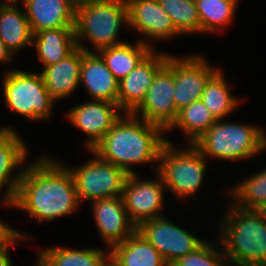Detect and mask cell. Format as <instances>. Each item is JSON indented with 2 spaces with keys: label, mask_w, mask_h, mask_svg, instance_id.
<instances>
[{
  "label": "cell",
  "mask_w": 266,
  "mask_h": 266,
  "mask_svg": "<svg viewBox=\"0 0 266 266\" xmlns=\"http://www.w3.org/2000/svg\"><path fill=\"white\" fill-rule=\"evenodd\" d=\"M27 166L19 181L14 208L39 223L77 212L80 202L68 166L45 155Z\"/></svg>",
  "instance_id": "cell-1"
},
{
  "label": "cell",
  "mask_w": 266,
  "mask_h": 266,
  "mask_svg": "<svg viewBox=\"0 0 266 266\" xmlns=\"http://www.w3.org/2000/svg\"><path fill=\"white\" fill-rule=\"evenodd\" d=\"M164 134L161 127L132 113H123L91 151L128 175L137 174L132 165L139 164L156 163L157 171L160 151L166 142Z\"/></svg>",
  "instance_id": "cell-2"
},
{
  "label": "cell",
  "mask_w": 266,
  "mask_h": 266,
  "mask_svg": "<svg viewBox=\"0 0 266 266\" xmlns=\"http://www.w3.org/2000/svg\"><path fill=\"white\" fill-rule=\"evenodd\" d=\"M227 209L216 236L219 241L215 242L220 244L228 265L265 266L266 223L254 210L242 209L232 203Z\"/></svg>",
  "instance_id": "cell-3"
},
{
  "label": "cell",
  "mask_w": 266,
  "mask_h": 266,
  "mask_svg": "<svg viewBox=\"0 0 266 266\" xmlns=\"http://www.w3.org/2000/svg\"><path fill=\"white\" fill-rule=\"evenodd\" d=\"M123 24L128 26L126 0H92L81 4L76 7L75 15L77 47L97 52L124 43L118 37ZM85 40L92 44L93 51L84 46Z\"/></svg>",
  "instance_id": "cell-4"
},
{
  "label": "cell",
  "mask_w": 266,
  "mask_h": 266,
  "mask_svg": "<svg viewBox=\"0 0 266 266\" xmlns=\"http://www.w3.org/2000/svg\"><path fill=\"white\" fill-rule=\"evenodd\" d=\"M193 144L207 160H245L266 149V132L251 124L217 120Z\"/></svg>",
  "instance_id": "cell-5"
},
{
  "label": "cell",
  "mask_w": 266,
  "mask_h": 266,
  "mask_svg": "<svg viewBox=\"0 0 266 266\" xmlns=\"http://www.w3.org/2000/svg\"><path fill=\"white\" fill-rule=\"evenodd\" d=\"M174 143L166 139L163 145L157 172L168 192L179 199H188L196 195L203 184L207 168V159L201 151L192 143L185 148H176Z\"/></svg>",
  "instance_id": "cell-6"
},
{
  "label": "cell",
  "mask_w": 266,
  "mask_h": 266,
  "mask_svg": "<svg viewBox=\"0 0 266 266\" xmlns=\"http://www.w3.org/2000/svg\"><path fill=\"white\" fill-rule=\"evenodd\" d=\"M6 71L2 92L7 108L31 121L49 120L56 101L49 96L41 73L19 69Z\"/></svg>",
  "instance_id": "cell-7"
},
{
  "label": "cell",
  "mask_w": 266,
  "mask_h": 266,
  "mask_svg": "<svg viewBox=\"0 0 266 266\" xmlns=\"http://www.w3.org/2000/svg\"><path fill=\"white\" fill-rule=\"evenodd\" d=\"M92 159L78 167L70 168L74 178L78 200L95 201L122 197L128 174L121 168L100 159L91 150Z\"/></svg>",
  "instance_id": "cell-8"
},
{
  "label": "cell",
  "mask_w": 266,
  "mask_h": 266,
  "mask_svg": "<svg viewBox=\"0 0 266 266\" xmlns=\"http://www.w3.org/2000/svg\"><path fill=\"white\" fill-rule=\"evenodd\" d=\"M184 56L176 57L171 53L166 60L174 68L173 99L177 111L201 99L205 84L219 69L208 63L199 52Z\"/></svg>",
  "instance_id": "cell-9"
},
{
  "label": "cell",
  "mask_w": 266,
  "mask_h": 266,
  "mask_svg": "<svg viewBox=\"0 0 266 266\" xmlns=\"http://www.w3.org/2000/svg\"><path fill=\"white\" fill-rule=\"evenodd\" d=\"M136 230L155 247L169 266L204 242L197 235L166 219V216L145 220Z\"/></svg>",
  "instance_id": "cell-10"
},
{
  "label": "cell",
  "mask_w": 266,
  "mask_h": 266,
  "mask_svg": "<svg viewBox=\"0 0 266 266\" xmlns=\"http://www.w3.org/2000/svg\"><path fill=\"white\" fill-rule=\"evenodd\" d=\"M174 89V68L166 61L153 78L144 100L132 114L166 132L178 115L173 99Z\"/></svg>",
  "instance_id": "cell-11"
},
{
  "label": "cell",
  "mask_w": 266,
  "mask_h": 266,
  "mask_svg": "<svg viewBox=\"0 0 266 266\" xmlns=\"http://www.w3.org/2000/svg\"><path fill=\"white\" fill-rule=\"evenodd\" d=\"M139 177L138 174L128 175L122 191L125 209L136 227L145 220L164 216L162 209L165 206L166 192L158 173L153 180Z\"/></svg>",
  "instance_id": "cell-12"
},
{
  "label": "cell",
  "mask_w": 266,
  "mask_h": 266,
  "mask_svg": "<svg viewBox=\"0 0 266 266\" xmlns=\"http://www.w3.org/2000/svg\"><path fill=\"white\" fill-rule=\"evenodd\" d=\"M123 113L118 104L91 99L69 109L66 118L88 136L84 145L89 151L106 135Z\"/></svg>",
  "instance_id": "cell-13"
},
{
  "label": "cell",
  "mask_w": 266,
  "mask_h": 266,
  "mask_svg": "<svg viewBox=\"0 0 266 266\" xmlns=\"http://www.w3.org/2000/svg\"><path fill=\"white\" fill-rule=\"evenodd\" d=\"M23 139L9 126L0 127V191L3 193V204L14 207L19 181L28 156V146ZM20 166V167H19ZM16 173V174H15Z\"/></svg>",
  "instance_id": "cell-14"
},
{
  "label": "cell",
  "mask_w": 266,
  "mask_h": 266,
  "mask_svg": "<svg viewBox=\"0 0 266 266\" xmlns=\"http://www.w3.org/2000/svg\"><path fill=\"white\" fill-rule=\"evenodd\" d=\"M167 52L152 49L137 66L118 83V106L132 113L144 100L156 73L166 64Z\"/></svg>",
  "instance_id": "cell-15"
},
{
  "label": "cell",
  "mask_w": 266,
  "mask_h": 266,
  "mask_svg": "<svg viewBox=\"0 0 266 266\" xmlns=\"http://www.w3.org/2000/svg\"><path fill=\"white\" fill-rule=\"evenodd\" d=\"M128 27L147 39L167 40L180 36L158 0H126Z\"/></svg>",
  "instance_id": "cell-16"
},
{
  "label": "cell",
  "mask_w": 266,
  "mask_h": 266,
  "mask_svg": "<svg viewBox=\"0 0 266 266\" xmlns=\"http://www.w3.org/2000/svg\"><path fill=\"white\" fill-rule=\"evenodd\" d=\"M92 213L106 248L124 242L136 231V225L130 220L122 197L98 199L91 202Z\"/></svg>",
  "instance_id": "cell-17"
},
{
  "label": "cell",
  "mask_w": 266,
  "mask_h": 266,
  "mask_svg": "<svg viewBox=\"0 0 266 266\" xmlns=\"http://www.w3.org/2000/svg\"><path fill=\"white\" fill-rule=\"evenodd\" d=\"M33 35L62 27H75L76 7L69 0H21Z\"/></svg>",
  "instance_id": "cell-18"
},
{
  "label": "cell",
  "mask_w": 266,
  "mask_h": 266,
  "mask_svg": "<svg viewBox=\"0 0 266 266\" xmlns=\"http://www.w3.org/2000/svg\"><path fill=\"white\" fill-rule=\"evenodd\" d=\"M118 83L96 52H85L82 49L79 84H84L90 99L118 104Z\"/></svg>",
  "instance_id": "cell-19"
},
{
  "label": "cell",
  "mask_w": 266,
  "mask_h": 266,
  "mask_svg": "<svg viewBox=\"0 0 266 266\" xmlns=\"http://www.w3.org/2000/svg\"><path fill=\"white\" fill-rule=\"evenodd\" d=\"M82 49L77 47L59 62L46 66L40 72L49 96L54 100L69 98L80 86Z\"/></svg>",
  "instance_id": "cell-20"
},
{
  "label": "cell",
  "mask_w": 266,
  "mask_h": 266,
  "mask_svg": "<svg viewBox=\"0 0 266 266\" xmlns=\"http://www.w3.org/2000/svg\"><path fill=\"white\" fill-rule=\"evenodd\" d=\"M39 63L43 67L64 59L77 48L75 27H62L37 32L32 38Z\"/></svg>",
  "instance_id": "cell-21"
},
{
  "label": "cell",
  "mask_w": 266,
  "mask_h": 266,
  "mask_svg": "<svg viewBox=\"0 0 266 266\" xmlns=\"http://www.w3.org/2000/svg\"><path fill=\"white\" fill-rule=\"evenodd\" d=\"M117 266H169L162 255L137 230L109 250Z\"/></svg>",
  "instance_id": "cell-22"
},
{
  "label": "cell",
  "mask_w": 266,
  "mask_h": 266,
  "mask_svg": "<svg viewBox=\"0 0 266 266\" xmlns=\"http://www.w3.org/2000/svg\"><path fill=\"white\" fill-rule=\"evenodd\" d=\"M0 38L13 53L31 46L33 33L24 9L17 4H0Z\"/></svg>",
  "instance_id": "cell-23"
},
{
  "label": "cell",
  "mask_w": 266,
  "mask_h": 266,
  "mask_svg": "<svg viewBox=\"0 0 266 266\" xmlns=\"http://www.w3.org/2000/svg\"><path fill=\"white\" fill-rule=\"evenodd\" d=\"M135 42L132 44L126 41L96 52L118 81L126 77L153 49L152 45L146 42V39Z\"/></svg>",
  "instance_id": "cell-24"
},
{
  "label": "cell",
  "mask_w": 266,
  "mask_h": 266,
  "mask_svg": "<svg viewBox=\"0 0 266 266\" xmlns=\"http://www.w3.org/2000/svg\"><path fill=\"white\" fill-rule=\"evenodd\" d=\"M37 255L44 266H101L109 258V250L50 246L41 248Z\"/></svg>",
  "instance_id": "cell-25"
},
{
  "label": "cell",
  "mask_w": 266,
  "mask_h": 266,
  "mask_svg": "<svg viewBox=\"0 0 266 266\" xmlns=\"http://www.w3.org/2000/svg\"><path fill=\"white\" fill-rule=\"evenodd\" d=\"M221 69H218L207 81L201 100L216 120H224L234 111L240 99L233 96L230 86Z\"/></svg>",
  "instance_id": "cell-26"
},
{
  "label": "cell",
  "mask_w": 266,
  "mask_h": 266,
  "mask_svg": "<svg viewBox=\"0 0 266 266\" xmlns=\"http://www.w3.org/2000/svg\"><path fill=\"white\" fill-rule=\"evenodd\" d=\"M217 120L201 99L190 103L178 111L177 119L166 131L178 128L186 136L187 143H194L199 139Z\"/></svg>",
  "instance_id": "cell-27"
},
{
  "label": "cell",
  "mask_w": 266,
  "mask_h": 266,
  "mask_svg": "<svg viewBox=\"0 0 266 266\" xmlns=\"http://www.w3.org/2000/svg\"><path fill=\"white\" fill-rule=\"evenodd\" d=\"M201 34L216 33L234 21L238 0H195Z\"/></svg>",
  "instance_id": "cell-28"
},
{
  "label": "cell",
  "mask_w": 266,
  "mask_h": 266,
  "mask_svg": "<svg viewBox=\"0 0 266 266\" xmlns=\"http://www.w3.org/2000/svg\"><path fill=\"white\" fill-rule=\"evenodd\" d=\"M249 176L228 191L235 199L230 201L234 206L253 210L259 204L266 202V168L257 170L255 174Z\"/></svg>",
  "instance_id": "cell-29"
},
{
  "label": "cell",
  "mask_w": 266,
  "mask_h": 266,
  "mask_svg": "<svg viewBox=\"0 0 266 266\" xmlns=\"http://www.w3.org/2000/svg\"><path fill=\"white\" fill-rule=\"evenodd\" d=\"M181 34H201V25L195 0H158Z\"/></svg>",
  "instance_id": "cell-30"
},
{
  "label": "cell",
  "mask_w": 266,
  "mask_h": 266,
  "mask_svg": "<svg viewBox=\"0 0 266 266\" xmlns=\"http://www.w3.org/2000/svg\"><path fill=\"white\" fill-rule=\"evenodd\" d=\"M217 245L205 240L197 249L178 258L170 266H229L220 244Z\"/></svg>",
  "instance_id": "cell-31"
},
{
  "label": "cell",
  "mask_w": 266,
  "mask_h": 266,
  "mask_svg": "<svg viewBox=\"0 0 266 266\" xmlns=\"http://www.w3.org/2000/svg\"><path fill=\"white\" fill-rule=\"evenodd\" d=\"M28 236L0 221V249L12 246L13 243L17 244L16 241H24L29 238Z\"/></svg>",
  "instance_id": "cell-32"
},
{
  "label": "cell",
  "mask_w": 266,
  "mask_h": 266,
  "mask_svg": "<svg viewBox=\"0 0 266 266\" xmlns=\"http://www.w3.org/2000/svg\"><path fill=\"white\" fill-rule=\"evenodd\" d=\"M15 243L12 244V246L5 247L3 249H0V266H14L13 261L10 259V254H9V248L13 247Z\"/></svg>",
  "instance_id": "cell-33"
},
{
  "label": "cell",
  "mask_w": 266,
  "mask_h": 266,
  "mask_svg": "<svg viewBox=\"0 0 266 266\" xmlns=\"http://www.w3.org/2000/svg\"><path fill=\"white\" fill-rule=\"evenodd\" d=\"M14 59V56L11 54V52L6 48L3 40L0 38V63H11V61Z\"/></svg>",
  "instance_id": "cell-34"
},
{
  "label": "cell",
  "mask_w": 266,
  "mask_h": 266,
  "mask_svg": "<svg viewBox=\"0 0 266 266\" xmlns=\"http://www.w3.org/2000/svg\"><path fill=\"white\" fill-rule=\"evenodd\" d=\"M259 217L266 223V202L259 204L253 209Z\"/></svg>",
  "instance_id": "cell-35"
},
{
  "label": "cell",
  "mask_w": 266,
  "mask_h": 266,
  "mask_svg": "<svg viewBox=\"0 0 266 266\" xmlns=\"http://www.w3.org/2000/svg\"><path fill=\"white\" fill-rule=\"evenodd\" d=\"M75 7H78L81 4H84L86 2H90L92 0H69Z\"/></svg>",
  "instance_id": "cell-36"
},
{
  "label": "cell",
  "mask_w": 266,
  "mask_h": 266,
  "mask_svg": "<svg viewBox=\"0 0 266 266\" xmlns=\"http://www.w3.org/2000/svg\"><path fill=\"white\" fill-rule=\"evenodd\" d=\"M20 4L21 0H4L0 1V4Z\"/></svg>",
  "instance_id": "cell-37"
},
{
  "label": "cell",
  "mask_w": 266,
  "mask_h": 266,
  "mask_svg": "<svg viewBox=\"0 0 266 266\" xmlns=\"http://www.w3.org/2000/svg\"><path fill=\"white\" fill-rule=\"evenodd\" d=\"M101 266H117L109 257Z\"/></svg>",
  "instance_id": "cell-38"
},
{
  "label": "cell",
  "mask_w": 266,
  "mask_h": 266,
  "mask_svg": "<svg viewBox=\"0 0 266 266\" xmlns=\"http://www.w3.org/2000/svg\"><path fill=\"white\" fill-rule=\"evenodd\" d=\"M36 266H44L42 262L37 258Z\"/></svg>",
  "instance_id": "cell-39"
}]
</instances>
